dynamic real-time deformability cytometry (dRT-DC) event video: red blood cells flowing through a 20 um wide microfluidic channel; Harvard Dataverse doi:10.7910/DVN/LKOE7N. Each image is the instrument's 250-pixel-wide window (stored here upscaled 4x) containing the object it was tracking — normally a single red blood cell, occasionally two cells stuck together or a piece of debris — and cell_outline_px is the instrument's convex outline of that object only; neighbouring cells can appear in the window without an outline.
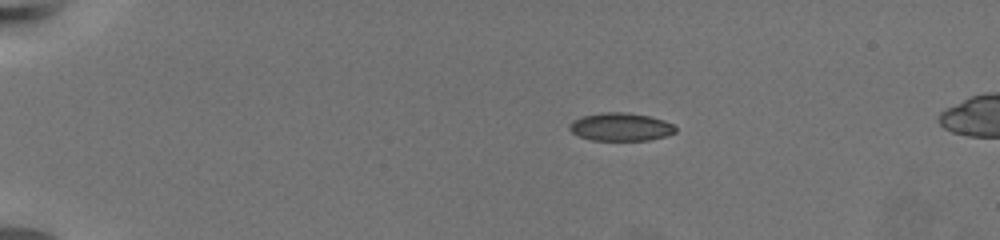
{"species": "common noctule bat (a hibernating species)", "species_latin": "Nyctalus noctula", "temperature_condition": "warm", "stored_images_in_passage": 52, "camera_frame_rate_fps": 3000, "um_per_image_px": 0.085, "animal": {"sex": "female", "body_mass_g": 19.5, "forearm_length_mm": 54.1}, "frame": {"image": 1, "passage_image": 1, "time_ms": 0.0, "image_size_px": [1000, 240], "cell_outline_px": [[676, 132], [664, 136], [648, 140], [592, 140], [580, 136], [572, 132], [568, 128], [568, 124], [572, 120], [584, 116], [608, 112], [624, 112], [648, 116], [664, 120], [672, 124], [676, 128]], "centroid_in_image_um": [52.74, 10.79], "position_along_channel_um": 32.3, "area_um2": 17.11}}
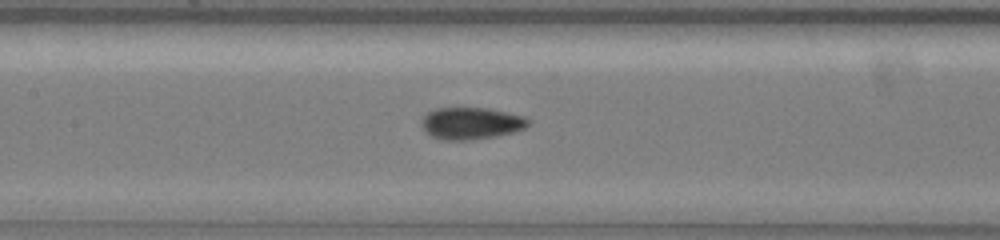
{"frame": {"image": 2, "passage_image": 21, "time_ms": 6.667, "image_size_px": [1000, 240], "cell_outline_px": [[528, 124], [524, 128], [512, 132], [496, 136], [472, 140], [440, 140], [432, 136], [424, 128], [424, 116], [428, 112], [436, 108], [488, 108], [520, 116], [528, 120]], "centroid_in_image_um": [40.03, 10.49], "position_along_channel_um": 167.4, "area_um2": 19.36}}
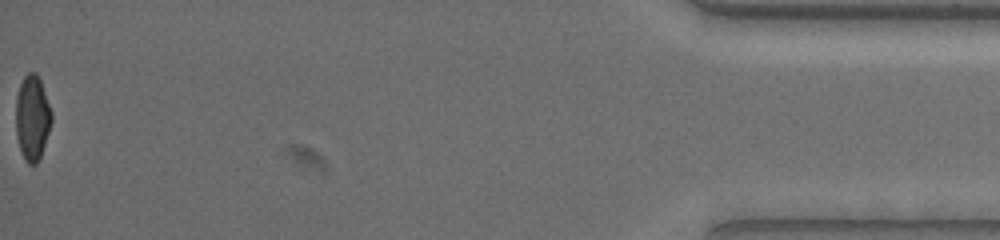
{"frame": {"image": 3, "passage_image": 52, "time_ms": 17.0, "image_size_px": [1000, 240], "cell_outline_px": [[52, 120], [40, 156], [36, 164], [28, 164], [20, 148], [16, 136], [16, 96], [20, 84], [24, 76], [28, 72], [36, 72], [40, 80], [52, 112]], "centroid_in_image_um": [2.74, 9.97], "position_along_channel_um": 432.5, "area_um2": 17.46}, "authors_computed_cell_mechanics": {"area_um2": 18.3804, "velocity_mm_per_s": 3.3755, "shape_relaxation_time_tau1_ms": 3.8585, "shape_relaxation_time_tau2_ms": 1.3584, "deformation_change_tau1": 0.1729, "deformation_change_tau2": 0.0712}}